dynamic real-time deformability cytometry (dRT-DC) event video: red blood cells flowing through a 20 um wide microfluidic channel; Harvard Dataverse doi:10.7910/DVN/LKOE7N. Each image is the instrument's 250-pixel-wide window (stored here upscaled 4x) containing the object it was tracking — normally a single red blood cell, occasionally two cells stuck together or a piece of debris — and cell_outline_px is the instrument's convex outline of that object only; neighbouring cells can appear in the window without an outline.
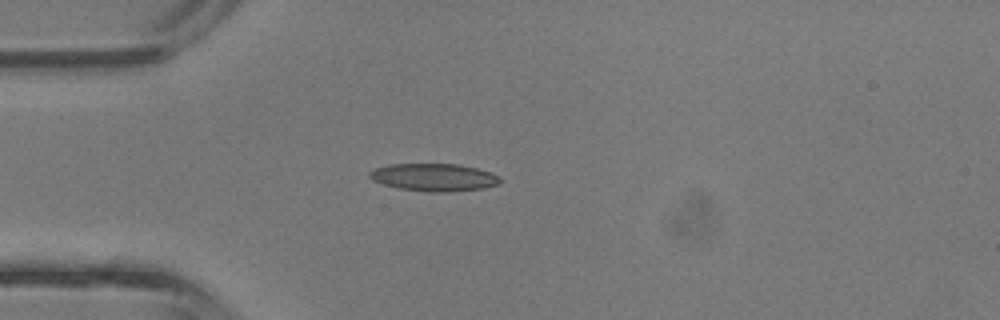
{"species": "common noctule bat (a hibernating species)", "species_latin": "Nyctalus noctula", "temperature_condition": "room temperature", "stored_images_in_passage": 4, "camera_frame_rate_fps": 3000, "um_per_image_px": 0.085, "animal": {"sex": "male", "body_mass_g": 13.3}, "frame": {"image": 1, "passage_image": 4, "time_ms": 1.0, "image_size_px": [1000, 320], "cell_outline_px": [[500, 184], [484, 188], [448, 192], [428, 192], [400, 188], [384, 184], [372, 180], [368, 176], [368, 172], [376, 168], [388, 164], [460, 164], [476, 168], [500, 176]], "centroid_in_image_um": [36.89, 15.07], "position_along_channel_um": 48.1, "area_um2": 20.98}}